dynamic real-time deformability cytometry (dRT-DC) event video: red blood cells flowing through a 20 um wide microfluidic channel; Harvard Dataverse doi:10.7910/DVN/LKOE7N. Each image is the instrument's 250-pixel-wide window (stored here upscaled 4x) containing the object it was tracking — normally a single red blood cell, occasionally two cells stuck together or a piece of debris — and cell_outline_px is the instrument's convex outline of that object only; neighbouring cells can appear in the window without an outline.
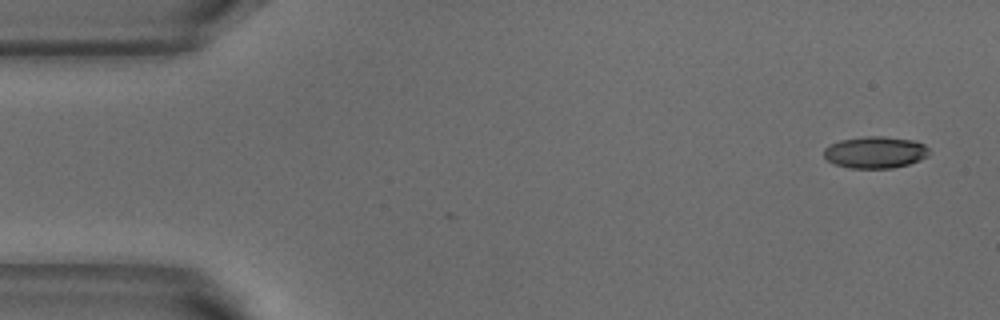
{"species": "common noctule bat (a hibernating species)", "species_latin": "Nyctalus noctula", "temperature_condition": "warm", "stored_images_in_passage": 5, "camera_frame_rate_fps": 3000, "um_per_image_px": 0.085, "animal": {"sex": "male", "body_mass_g": 18.8}, "frame": {"image": 1, "passage_image": 1, "time_ms": 0.0, "image_size_px": [1000, 320], "cell_outline_px": [[928, 156], [920, 160], [908, 164], [892, 168], [852, 168], [836, 164], [828, 160], [824, 156], [824, 148], [840, 140], [864, 136], [884, 136], [912, 140], [924, 144], [928, 148]], "centroid_in_image_um": [74.41, 12.94], "position_along_channel_um": 10.6, "area_um2": 19.36}}
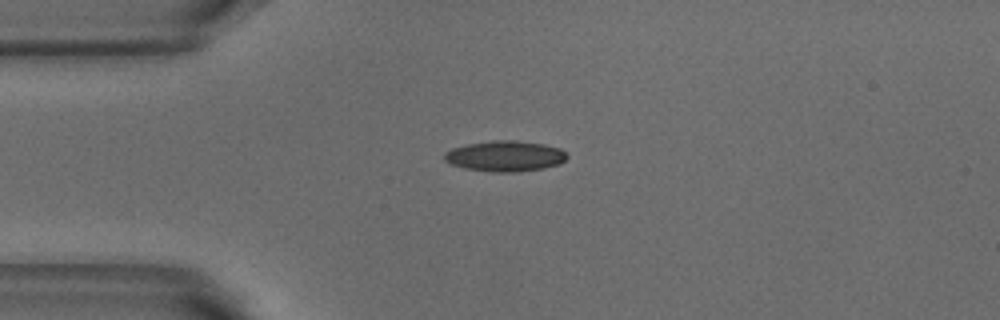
{"frame": {"image": 2, "passage_image": 4, "time_ms": 1.0, "image_size_px": [1000, 320], "cell_outline_px": [[568, 156], [560, 164], [544, 168], [520, 172], [492, 172], [464, 168], [452, 164], [444, 160], [444, 152], [452, 148], [468, 144], [492, 140], [512, 140], [544, 144], [560, 148]], "centroid_in_image_um": [42.93, 13.27], "position_along_channel_um": 42.1, "area_um2": 21.96}}
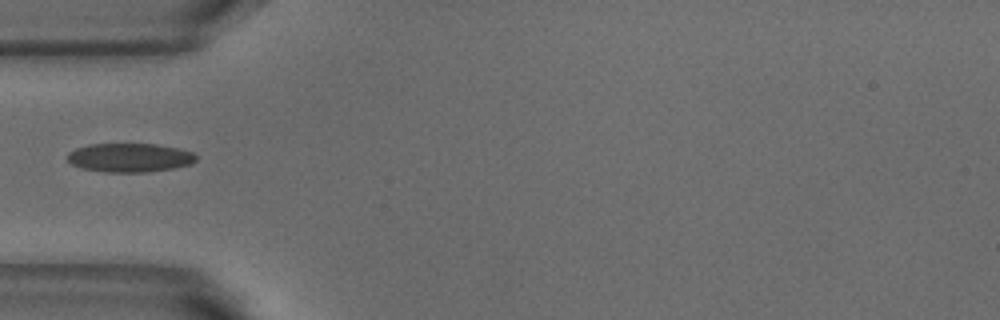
{"frame": {"image": 3, "passage_image": 5, "time_ms": 1.333, "image_size_px": [1000, 320], "cell_outline_px": [[196, 160], [192, 164], [172, 168], [148, 172], [104, 172], [80, 168], [72, 164], [68, 160], [68, 152], [76, 148], [88, 144], [156, 144], [176, 148], [192, 152], [196, 156]], "centroid_in_image_um": [11.0, 13.4], "position_along_channel_um": 74.0, "area_um2": 21.62}}